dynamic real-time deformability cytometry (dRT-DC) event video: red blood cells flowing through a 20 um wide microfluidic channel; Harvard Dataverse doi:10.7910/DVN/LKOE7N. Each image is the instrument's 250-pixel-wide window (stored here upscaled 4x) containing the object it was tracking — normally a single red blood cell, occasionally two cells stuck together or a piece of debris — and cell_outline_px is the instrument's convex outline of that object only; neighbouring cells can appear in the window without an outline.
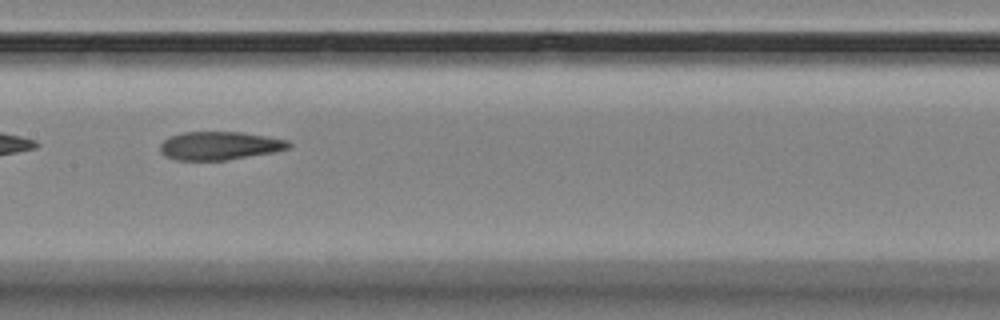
{"species": "Egyptian fruit bat (a non-hibernating species)", "species_latin": "Rousettus aegyptiacus", "temperature_condition": "room temperature", "stored_images_in_passage": 10, "camera_frame_rate_fps": 3000, "um_per_image_px": 0.085, "animal": {"sex": "female"}, "frame": {"image": 1, "passage_image": 6, "time_ms": 6.333, "image_size_px": [1000, 320], "cell_outline_px": [[292, 148], [272, 152], [224, 160], [176, 160], [164, 156], [160, 152], [160, 144], [168, 136], [184, 132], [240, 132], [288, 140], [292, 144]], "centroid_in_image_um": [18.63, 12.38], "position_along_channel_um": 188.8, "area_um2": 21.15}}
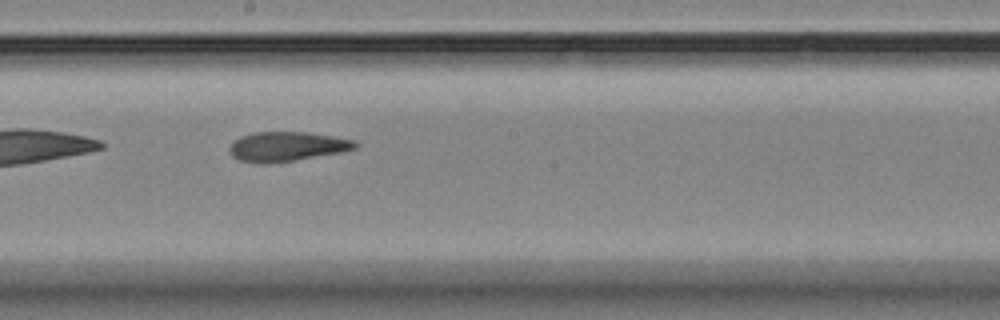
{"frame": {"image": 2, "passage_image": 7, "time_ms": 7.333, "image_size_px": [1000, 320], "cell_outline_px": [[360, 144], [356, 148], [344, 152], [268, 164], [256, 164], [240, 160], [232, 156], [232, 144], [240, 136], [256, 132], [308, 132], [356, 140]], "centroid_in_image_um": [24.45, 12.46], "position_along_channel_um": 223.7, "area_um2": 21.62}}
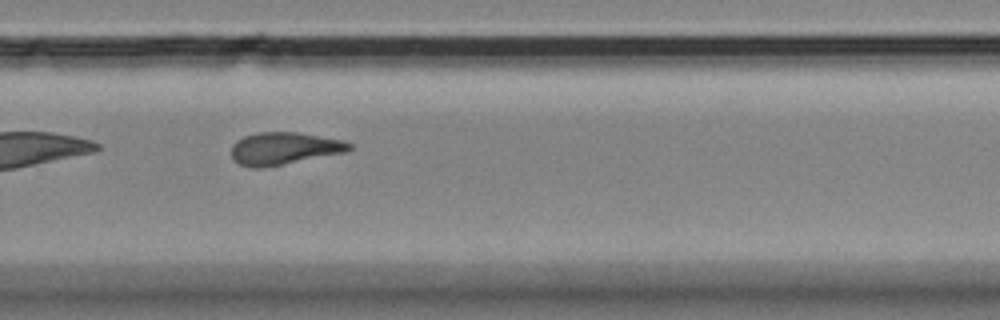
{"frame": {"image": 3, "passage_image": 9, "time_ms": 9.667, "image_size_px": [1000, 320], "cell_outline_px": [[352, 148], [348, 152], [280, 164], [256, 168], [240, 164], [232, 156], [232, 144], [236, 140], [244, 136], [256, 132], [300, 132], [344, 140], [352, 144]], "centroid_in_image_um": [24.18, 12.59], "position_along_channel_um": 305.6, "area_um2": 22.08}}